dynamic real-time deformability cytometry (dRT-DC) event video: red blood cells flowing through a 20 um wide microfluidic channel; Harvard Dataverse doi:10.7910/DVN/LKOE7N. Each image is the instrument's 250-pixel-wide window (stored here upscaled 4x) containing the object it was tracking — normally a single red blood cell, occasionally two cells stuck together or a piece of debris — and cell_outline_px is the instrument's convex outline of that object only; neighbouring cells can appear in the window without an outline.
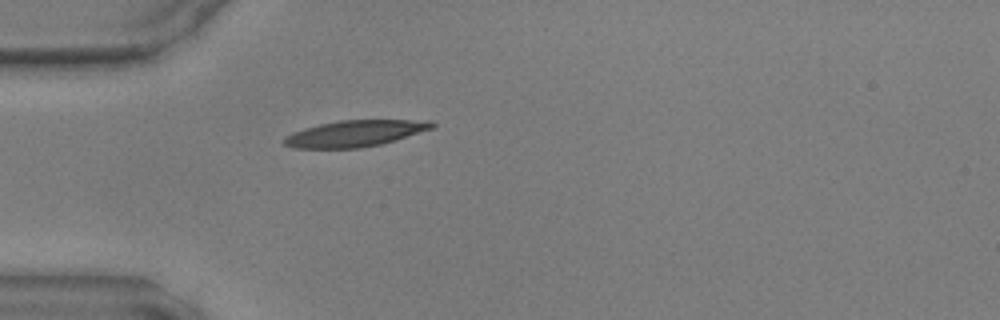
{"species": "common noctule bat (a hibernating species)", "species_latin": "Nyctalus noctula", "temperature_condition": "warm", "stored_images_in_passage": 35, "camera_frame_rate_fps": 3000, "um_per_image_px": 0.085, "animal": {"sex": "male", "body_mass_g": 17.9, "forearm_length_mm": 54.2}, "frame": {"image": 1, "passage_image": 1, "time_ms": 0.0, "image_size_px": [1000, 320], "cell_outline_px": [[436, 124], [432, 128], [380, 144], [360, 148], [292, 148], [284, 144], [284, 136], [292, 132], [304, 128], [320, 124], [340, 120], [432, 120]], "centroid_in_image_um": [30.13, 11.34], "position_along_channel_um": 54.9, "area_um2": 22.48}}
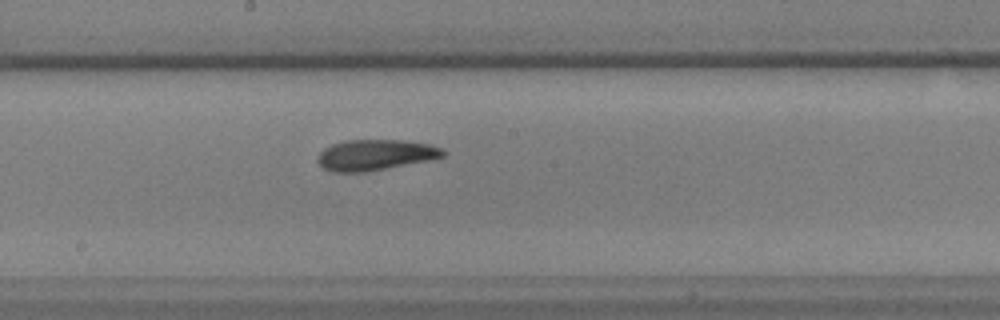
{"frame": {"image": 2, "passage_image": 13, "time_ms": 4.0, "image_size_px": [1000, 320], "cell_outline_px": [[444, 156], [432, 160], [368, 172], [332, 172], [324, 168], [316, 160], [320, 152], [324, 148], [332, 144], [348, 140], [400, 140], [428, 144], [444, 148]], "centroid_in_image_um": [31.91, 13.18], "position_along_channel_um": 216.3, "area_um2": 22.6}}
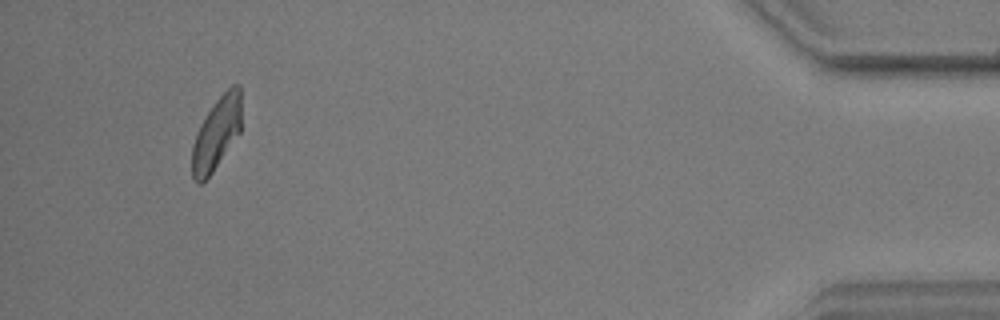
{"frame": {"image": 3, "passage_image": 32, "time_ms": 10.333, "image_size_px": [1000, 320], "cell_outline_px": [[240, 132], [212, 172], [200, 184], [196, 184], [192, 176], [192, 144], [196, 132], [200, 124], [212, 104], [232, 84], [240, 84]], "centroid_in_image_um": [18.38, 11.34], "position_along_channel_um": 416.8, "area_um2": 20.69}}